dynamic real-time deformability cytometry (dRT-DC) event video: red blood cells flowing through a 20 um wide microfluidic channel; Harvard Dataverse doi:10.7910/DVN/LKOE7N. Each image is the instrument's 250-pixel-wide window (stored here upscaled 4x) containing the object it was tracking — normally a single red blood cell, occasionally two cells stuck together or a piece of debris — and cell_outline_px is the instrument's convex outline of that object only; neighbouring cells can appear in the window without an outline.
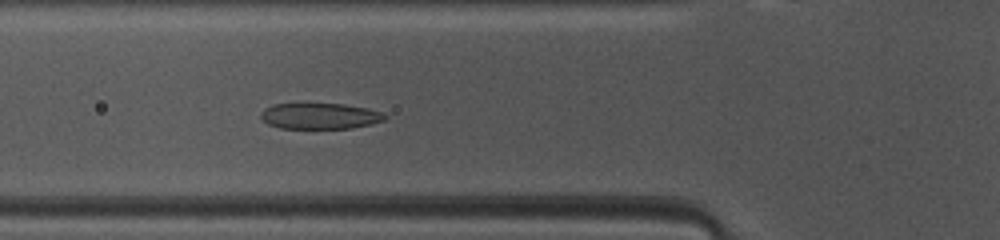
{"species": "common noctule bat (a hibernating species)", "species_latin": "Nyctalus noctula", "temperature_condition": "warm", "stored_images_in_passage": 39, "camera_frame_rate_fps": 3000, "um_per_image_px": 0.085, "animal": {"sex": "female", "body_mass_g": 10.0, "forearm_length_mm": 53.1}, "frame": {"image": 1, "passage_image": 7, "time_ms": 2.0, "image_size_px": [1000, 240], "cell_outline_px": [[388, 116], [384, 120], [368, 124], [348, 128], [280, 128], [268, 124], [260, 116], [260, 112], [264, 108], [272, 104], [344, 104], [368, 108], [384, 112]], "centroid_in_image_um": [27.18, 9.85], "position_along_channel_um": 98.6, "area_um2": 18.67}}
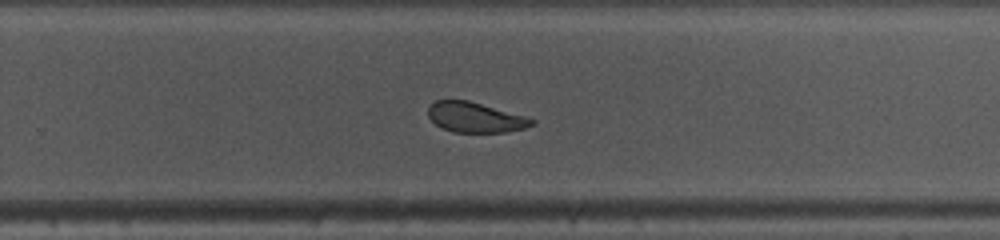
{"frame": {"image": 2, "passage_image": 21, "time_ms": 6.667, "image_size_px": [1000, 240], "cell_outline_px": [[536, 124], [524, 128], [504, 132], [452, 132], [436, 124], [428, 116], [428, 108], [436, 100], [468, 100], [524, 116], [536, 120]], "centroid_in_image_um": [40.4, 9.98], "position_along_channel_um": 289.4, "area_um2": 17.98}}
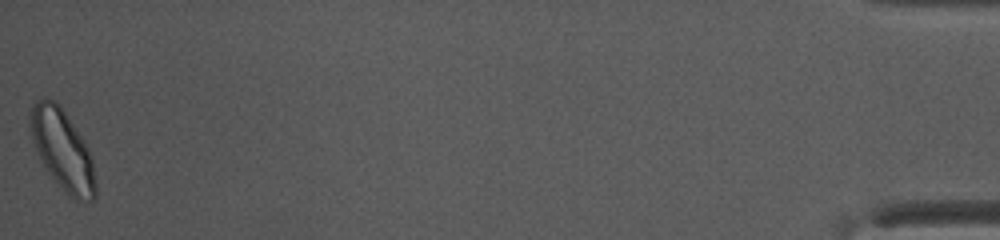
{"frame": {"image": 3, "passage_image": 39, "time_ms": 12.667, "image_size_px": [1000, 240], "cell_outline_px": [[96, 196], [92, 200], [76, 200], [68, 196], [48, 172], [36, 148], [28, 124], [32, 100], [44, 96], [48, 96], [56, 100], [60, 104], [84, 140], [88, 148], [92, 160], [96, 184]], "centroid_in_image_um": [5.29, 12.66], "position_along_channel_um": 429.9, "area_um2": 30.75}, "authors_computed_cell_mechanics": {"area_um2": 20.3456, "velocity_mm_per_s": 4.0876, "shape_relaxation_time_tau1_ms": 2.3085, "shape_relaxation_time_tau2_ms": 1.6343, "deformation_change_tau1": 0.1098, "deformation_change_tau2": 0.0602}}